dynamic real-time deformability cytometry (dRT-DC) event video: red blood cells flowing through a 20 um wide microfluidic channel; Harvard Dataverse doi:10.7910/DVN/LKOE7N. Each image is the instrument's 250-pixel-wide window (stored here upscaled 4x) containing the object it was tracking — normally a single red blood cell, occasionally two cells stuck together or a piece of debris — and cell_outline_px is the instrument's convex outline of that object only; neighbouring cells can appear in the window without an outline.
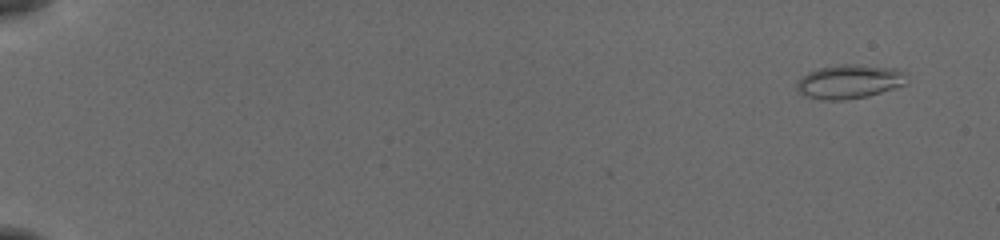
{"species": "common noctule bat (a hibernating species)", "species_latin": "Nyctalus noctula", "temperature_condition": "cold", "stored_images_in_passage": 4, "camera_frame_rate_fps": 3000, "um_per_image_px": 0.085, "animal": {"sex": "female", "body_mass_g": 19.5, "forearm_length_mm": 54.1}, "frame": {"image": 1, "passage_image": 1, "time_ms": 0.0, "image_size_px": [1000, 240], "cell_outline_px": [[908, 84], [868, 96], [844, 100], [824, 100], [808, 96], [796, 92], [796, 84], [808, 72], [820, 68], [840, 64], [860, 64], [900, 68], [908, 76]], "centroid_in_image_um": [72.27, 6.92], "position_along_channel_um": 12.7, "area_um2": 22.08}}